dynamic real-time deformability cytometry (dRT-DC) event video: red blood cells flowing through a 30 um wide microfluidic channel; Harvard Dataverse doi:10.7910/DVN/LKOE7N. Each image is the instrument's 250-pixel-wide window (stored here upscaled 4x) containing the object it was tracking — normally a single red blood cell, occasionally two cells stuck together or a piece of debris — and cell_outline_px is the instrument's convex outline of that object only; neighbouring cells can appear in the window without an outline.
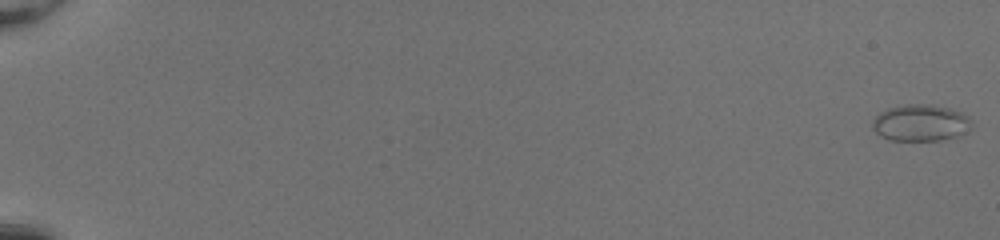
{"species": "common noctule bat (a hibernating species)", "species_latin": "Nyctalus noctula", "temperature_condition": "room temperature", "stored_images_in_passage": 53, "camera_frame_rate_fps": 3000, "um_per_image_px": 0.085, "animal": {"sex": "female", "body_mass_g": 20.0, "forearm_length_mm": 54.0}, "frame": {"image": 1, "passage_image": 1, "time_ms": 0.0, "image_size_px": [1000, 240], "cell_outline_px": [[972, 128], [960, 136], [940, 140], [888, 140], [880, 136], [872, 128], [872, 120], [880, 112], [888, 108], [904, 104], [932, 104], [952, 108], [968, 116], [972, 120]], "centroid_in_image_um": [78.27, 10.44], "position_along_channel_um": 6.7, "area_um2": 21.56}}
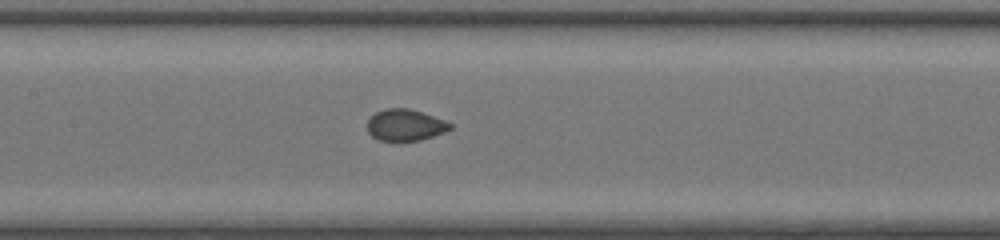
{"frame": {"image": 2, "passage_image": 29, "time_ms": 9.333, "image_size_px": [1000, 240], "cell_outline_px": [[452, 128], [444, 132], [420, 140], [380, 140], [372, 136], [368, 132], [368, 120], [376, 112], [384, 108], [408, 108], [444, 120], [452, 124]], "centroid_in_image_um": [34.43, 10.62], "position_along_channel_um": 173.0, "area_um2": 14.91}}
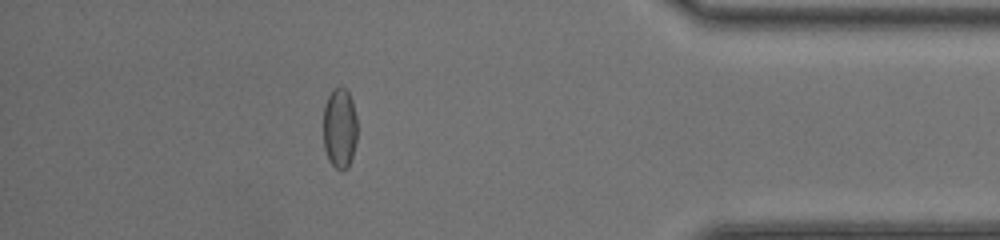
{"frame": {"image": 3, "passage_image": 48, "time_ms": 15.667, "image_size_px": [1000, 240], "cell_outline_px": [[356, 140], [352, 156], [348, 168], [336, 168], [328, 160], [324, 148], [324, 104], [332, 88], [340, 84], [348, 92], [352, 100], [356, 116]], "centroid_in_image_um": [28.86, 10.83], "position_along_channel_um": 406.3, "area_um2": 15.95}, "authors_computed_cell_mechanics": {"area_um2": 16.4152, "velocity_mm_per_s": 4.1531, "shape_relaxation_time_tau1_ms": 7.847, "shape_relaxation_time_tau2_ms": null, "deformation_change_tau1": 0.1794, "deformation_change_tau2": null}}